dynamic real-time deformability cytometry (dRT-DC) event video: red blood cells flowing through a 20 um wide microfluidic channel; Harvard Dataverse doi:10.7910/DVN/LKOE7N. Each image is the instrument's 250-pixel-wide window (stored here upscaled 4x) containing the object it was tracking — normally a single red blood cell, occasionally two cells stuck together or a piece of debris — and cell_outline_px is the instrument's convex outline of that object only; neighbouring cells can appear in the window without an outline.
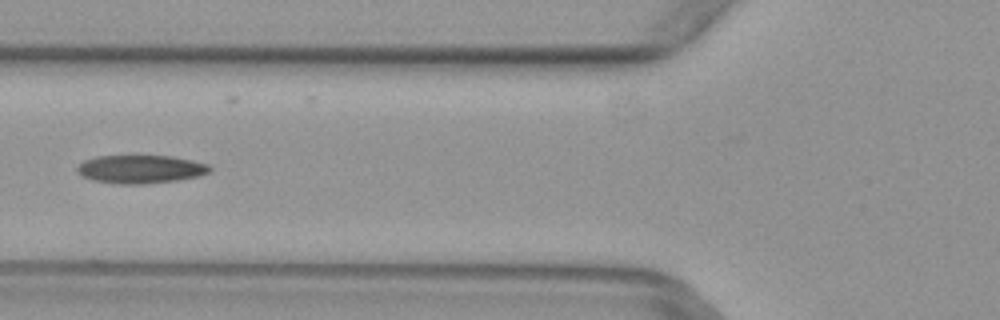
{"species": "common noctule bat (a hibernating species)", "species_latin": "Nyctalus noctula", "temperature_condition": "warm", "stored_images_in_passage": 5, "camera_frame_rate_fps": 3000, "um_per_image_px": 0.085, "animal": {"sex": "female", "body_mass_g": 29.2, "forearm_length_mm": 56.3}, "frame": {"image": 1, "passage_image": 4, "time_ms": 1.0, "image_size_px": [1000, 320], "cell_outline_px": [[212, 172], [200, 176], [176, 180], [144, 184], [116, 184], [92, 180], [84, 176], [76, 168], [84, 160], [96, 156], [172, 156], [192, 160], [208, 164], [212, 168]], "centroid_in_image_um": [12.0, 14.38], "position_along_channel_um": 113.8, "area_um2": 21.85}}